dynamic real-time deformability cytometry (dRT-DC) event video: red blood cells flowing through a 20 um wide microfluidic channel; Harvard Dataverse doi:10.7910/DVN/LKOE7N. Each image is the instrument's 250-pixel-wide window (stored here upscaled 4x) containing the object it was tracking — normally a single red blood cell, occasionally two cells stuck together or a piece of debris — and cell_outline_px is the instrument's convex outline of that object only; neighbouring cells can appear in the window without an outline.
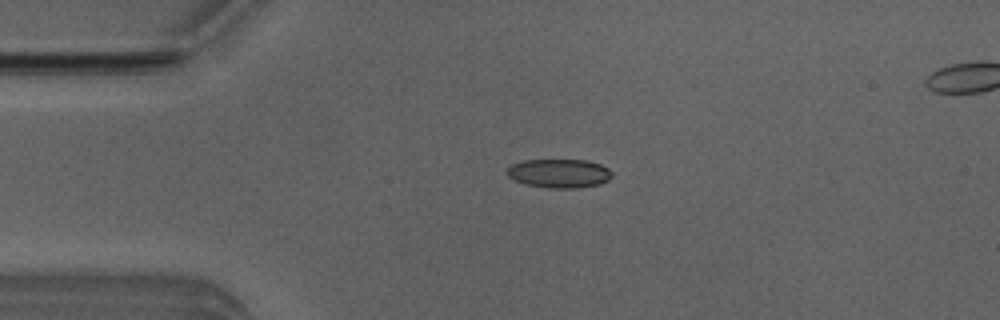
{"species": "Egyptian fruit bat (a non-hibernating species)", "species_latin": "Rousettus aegyptiacus", "temperature_condition": "room temperature", "stored_images_in_passage": 51, "camera_frame_rate_fps": 3000, "um_per_image_px": 0.085, "animal": {"sex": "male"}, "frame": {"image": 1, "passage_image": 11, "time_ms": 3.333, "image_size_px": [1000, 320], "cell_outline_px": [[612, 176], [608, 180], [600, 184], [576, 188], [548, 188], [524, 184], [508, 176], [508, 168], [512, 164], [524, 160], [588, 160], [600, 164], [608, 168], [612, 172]], "centroid_in_image_um": [47.56, 14.73], "position_along_channel_um": 37.4, "area_um2": 17.63}}
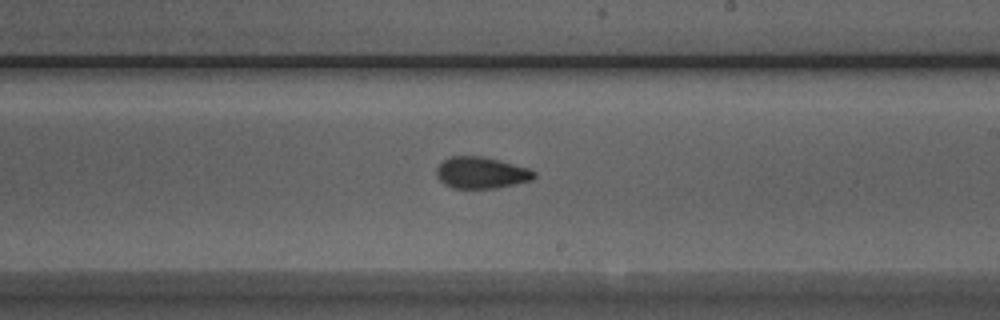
{"frame": {"image": 2, "passage_image": 29, "time_ms": 9.333, "image_size_px": [1000, 320], "cell_outline_px": [[536, 176], [532, 180], [516, 184], [496, 188], [452, 188], [444, 184], [436, 176], [436, 168], [444, 160], [452, 156], [484, 156], [532, 168], [536, 172]], "centroid_in_image_um": [40.95, 14.68], "position_along_channel_um": 248.1, "area_um2": 18.21}}
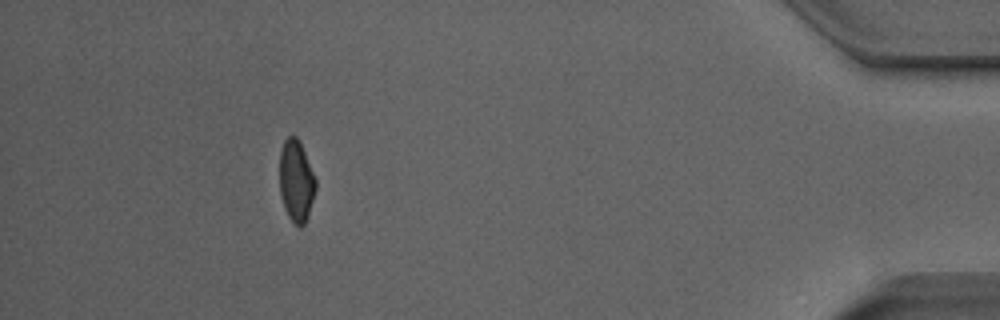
{"frame": {"image": 3, "passage_image": 46, "time_ms": 15.0, "image_size_px": [1000, 320], "cell_outline_px": [[316, 188], [308, 216], [304, 224], [300, 228], [288, 216], [284, 208], [280, 196], [280, 148], [284, 140], [288, 136], [296, 136], [300, 140], [316, 180]], "centroid_in_image_um": [25.17, 15.36], "position_along_channel_um": 410.0, "area_um2": 17.28}, "authors_computed_cell_mechanics": {"area_um2": 17.7446, "velocity_mm_per_s": 3.9942, "shape_relaxation_time_tau1_ms": 9.9221, "shape_relaxation_time_tau2_ms": 1.8635, "deformation_change_tau1": 0.2079, "deformation_change_tau2": 0.0769}}